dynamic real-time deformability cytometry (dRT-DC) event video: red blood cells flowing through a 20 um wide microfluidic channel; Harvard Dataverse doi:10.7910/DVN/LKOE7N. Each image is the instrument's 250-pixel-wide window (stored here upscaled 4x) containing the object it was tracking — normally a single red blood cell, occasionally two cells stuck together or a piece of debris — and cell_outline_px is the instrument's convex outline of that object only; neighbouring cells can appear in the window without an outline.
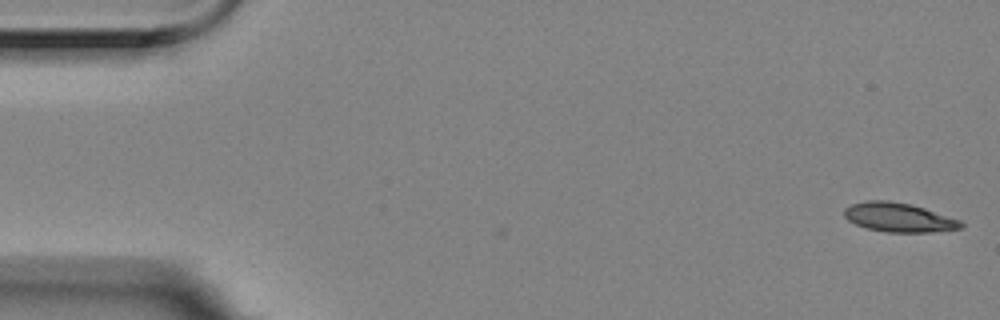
{"species": "Egyptian fruit bat (a non-hibernating species)", "species_latin": "Rousettus aegyptiacus", "temperature_condition": "room temperature", "stored_images_in_passage": 5, "camera_frame_rate_fps": 3000, "um_per_image_px": 0.085, "animal": {"sex": "female"}, "frame": {"image": 1, "passage_image": 5, "time_ms": 1.333, "image_size_px": [1000, 320], "cell_outline_px": [[964, 228], [932, 232], [888, 232], [868, 228], [856, 224], [848, 220], [844, 216], [844, 208], [852, 204], [868, 200], [888, 200], [912, 204], [960, 220], [964, 224]], "centroid_in_image_um": [76.41, 18.47], "position_along_channel_um": 8.6, "area_um2": 19.77}}